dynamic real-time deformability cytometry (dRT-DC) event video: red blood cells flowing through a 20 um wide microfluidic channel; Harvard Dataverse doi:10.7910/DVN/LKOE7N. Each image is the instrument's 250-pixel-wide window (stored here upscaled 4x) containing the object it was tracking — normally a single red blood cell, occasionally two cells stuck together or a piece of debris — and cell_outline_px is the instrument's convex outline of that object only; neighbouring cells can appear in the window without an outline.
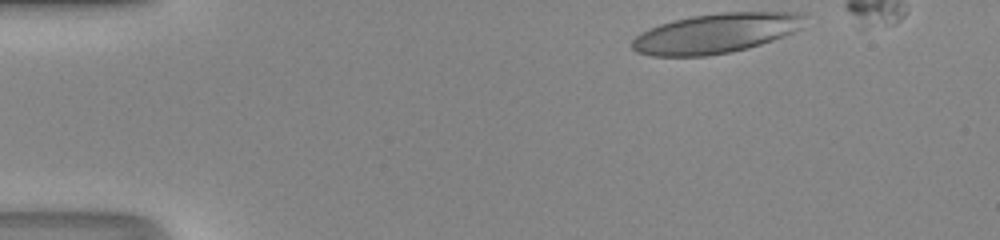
{"species": "human", "species_latin": "Homo sapiens", "temperature_condition": "room temperature", "stored_images_in_passage": 35, "camera_frame_rate_fps": 3000, "um_per_image_px": 0.085, "donor": {"sex": "male"}, "frame": {"image": 1, "passage_image": 1, "time_ms": 0.0, "image_size_px": [1000, 240], "cell_outline_px": [[808, 16], [800, 28], [784, 36], [748, 48], [728, 52], [704, 56], [652, 56], [636, 52], [632, 48], [632, 40], [636, 36], [660, 24], [692, 16], [720, 12], [804, 12]], "centroid_in_image_um": [60.89, 2.82], "position_along_channel_um": 24.1, "area_um2": 39.77}}
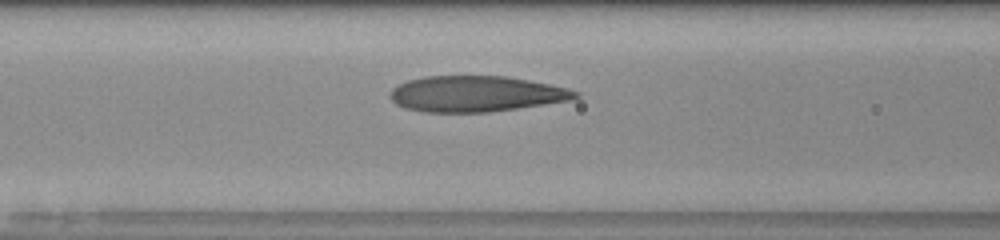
{"frame": {"image": 2, "passage_image": 15, "time_ms": 4.667, "image_size_px": [1000, 240], "cell_outline_px": [[580, 96], [576, 100], [488, 112], [424, 112], [404, 108], [396, 104], [388, 96], [392, 88], [408, 80], [424, 76], [508, 76], [568, 88], [580, 92]], "centroid_in_image_um": [40.49, 7.98], "position_along_channel_um": 126.1, "area_um2": 38.96}}
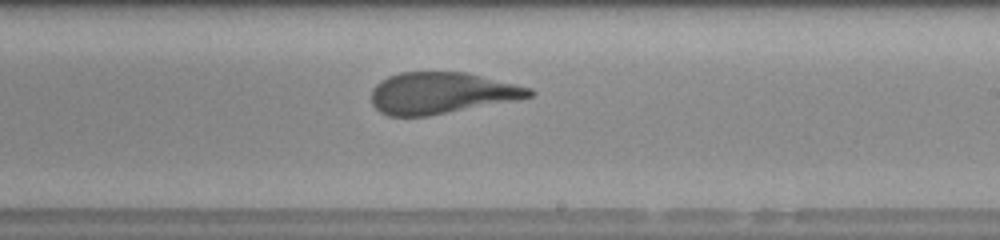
{"frame": {"image": 3, "passage_image": 24, "time_ms": 7.667, "image_size_px": [1000, 240], "cell_outline_px": [[536, 92], [532, 96], [516, 100], [428, 116], [388, 116], [380, 112], [372, 104], [372, 88], [380, 80], [388, 76], [400, 72], [464, 72], [532, 88]], "centroid_in_image_um": [37.5, 7.91], "position_along_channel_um": 251.5, "area_um2": 38.09}, "authors_computed_cell_mechanics": {"area_um2": 39.7086, "velocity_mm_per_s": 4.1931, "shape_relaxation_time_tau1_ms": 7.2647, "shape_relaxation_time_tau2_ms": 1.2053, "deformation_change_tau1": 0.2644, "deformation_change_tau2": 0.0949}}